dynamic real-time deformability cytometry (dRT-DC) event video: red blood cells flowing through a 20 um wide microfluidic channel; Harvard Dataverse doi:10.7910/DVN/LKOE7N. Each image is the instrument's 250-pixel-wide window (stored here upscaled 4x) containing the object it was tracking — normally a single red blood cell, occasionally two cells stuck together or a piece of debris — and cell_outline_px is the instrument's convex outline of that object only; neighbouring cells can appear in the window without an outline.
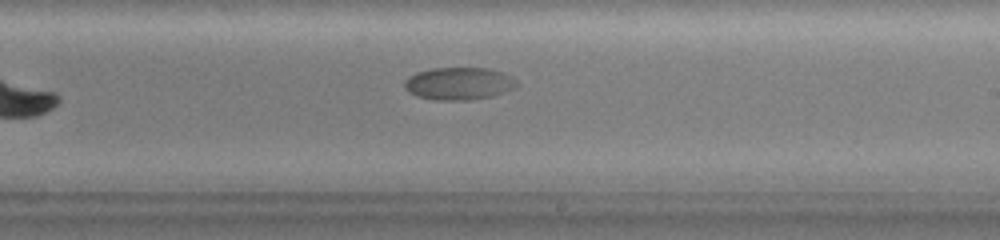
{"species": "common noctule bat (a hibernating species)", "species_latin": "Nyctalus noctula", "temperature_condition": "warm", "stored_images_in_passage": 26, "camera_frame_rate_fps": 3000, "um_per_image_px": 0.085, "animal": {"sex": "female", "body_mass_g": 19.0, "forearm_length_mm": 51.5}, "frame": {"image": 1, "passage_image": 26, "time_ms": 11.667, "image_size_px": [1000, 240], "cell_outline_px": [[516, 84], [512, 88], [488, 96], [464, 100], [436, 100], [416, 96], [408, 92], [404, 88], [404, 80], [408, 76], [416, 72], [432, 68], [488, 68], [500, 72], [516, 80]], "centroid_in_image_um": [38.88, 7.09], "position_along_channel_um": 250.1, "area_um2": 20.87}}